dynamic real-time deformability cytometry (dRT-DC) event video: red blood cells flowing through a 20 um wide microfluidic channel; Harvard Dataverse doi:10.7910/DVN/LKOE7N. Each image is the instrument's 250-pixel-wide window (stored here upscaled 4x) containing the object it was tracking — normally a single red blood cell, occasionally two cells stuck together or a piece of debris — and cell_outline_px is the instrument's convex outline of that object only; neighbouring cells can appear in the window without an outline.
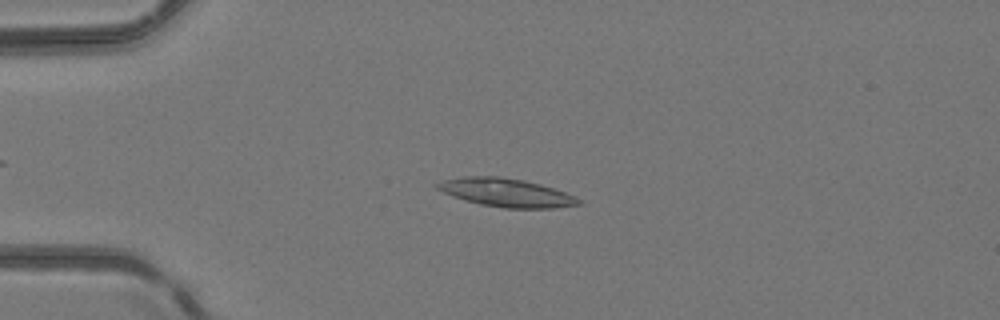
{"species": "common noctule bat (a hibernating species)", "species_latin": "Nyctalus noctula", "temperature_condition": "room temperature", "stored_images_in_passage": 4, "camera_frame_rate_fps": 3000, "um_per_image_px": 0.085, "animal": {"sex": "female", "body_mass_g": 24.6, "forearm_length_mm": 56.2}, "frame": {"image": 1, "passage_image": 3, "time_ms": 2.333, "image_size_px": [1000, 320], "cell_outline_px": [[584, 204], [556, 208], [504, 208], [480, 204], [464, 200], [452, 196], [436, 188], [432, 184], [444, 180], [464, 176], [500, 176], [524, 180], [540, 184], [576, 196]], "centroid_in_image_um": [43.03, 16.37], "position_along_channel_um": 42.0, "area_um2": 23.47}}